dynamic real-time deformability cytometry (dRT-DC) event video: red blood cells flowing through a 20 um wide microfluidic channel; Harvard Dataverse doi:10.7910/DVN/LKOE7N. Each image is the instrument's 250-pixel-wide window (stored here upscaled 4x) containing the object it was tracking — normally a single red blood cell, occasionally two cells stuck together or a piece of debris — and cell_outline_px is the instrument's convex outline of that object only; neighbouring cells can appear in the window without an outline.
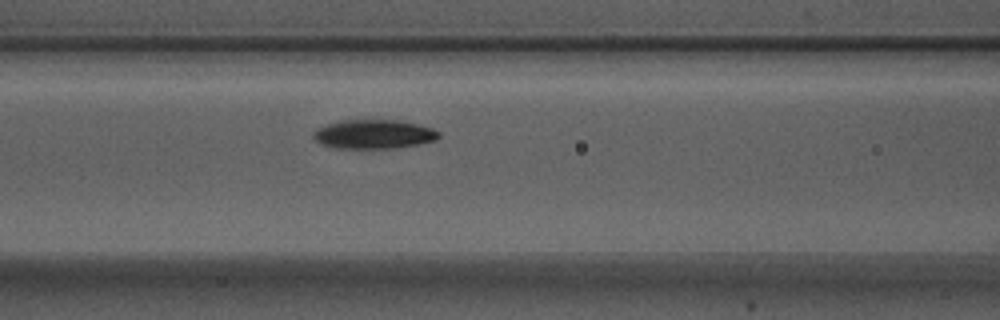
{"species": "Egyptian fruit bat (a non-hibernating species)", "species_latin": "Rousettus aegyptiacus", "temperature_condition": "warm", "stored_images_in_passage": 4, "camera_frame_rate_fps": 3000, "um_per_image_px": 0.085, "animal": {"sex": "male"}, "frame": {"image": 1, "passage_image": 4, "time_ms": 1.0, "image_size_px": [1000, 320], "cell_outline_px": [[440, 136], [436, 140], [416, 144], [392, 148], [336, 148], [320, 144], [312, 136], [312, 132], [316, 128], [340, 120], [396, 120], [420, 124], [432, 128], [440, 132]], "centroid_in_image_um": [31.75, 11.4], "position_along_channel_um": 134.9, "area_um2": 21.27}}